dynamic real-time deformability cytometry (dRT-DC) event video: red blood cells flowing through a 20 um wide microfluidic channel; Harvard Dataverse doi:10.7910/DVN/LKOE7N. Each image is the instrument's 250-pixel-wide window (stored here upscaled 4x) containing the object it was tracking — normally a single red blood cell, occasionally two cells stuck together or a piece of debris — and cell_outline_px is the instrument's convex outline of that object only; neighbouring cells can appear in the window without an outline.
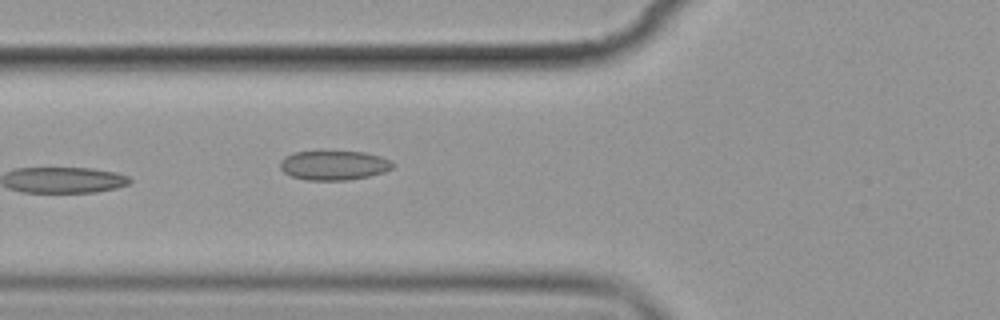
{"species": "common noctule bat (a hibernating species)", "species_latin": "Nyctalus noctula", "temperature_condition": "cold", "stored_images_in_passage": 5, "camera_frame_rate_fps": 3000, "um_per_image_px": 0.085, "animal": {"sex": "female", "body_mass_g": 19.9}, "frame": {"image": 1, "passage_image": 5, "time_ms": 5.0, "image_size_px": [1000, 320], "cell_outline_px": [[392, 168], [384, 172], [368, 176], [348, 180], [304, 180], [292, 176], [284, 172], [280, 168], [280, 160], [284, 156], [296, 152], [364, 152], [380, 156], [388, 160], [392, 164]], "centroid_in_image_um": [28.34, 14.06], "position_along_channel_um": 97.5, "area_um2": 19.07}}